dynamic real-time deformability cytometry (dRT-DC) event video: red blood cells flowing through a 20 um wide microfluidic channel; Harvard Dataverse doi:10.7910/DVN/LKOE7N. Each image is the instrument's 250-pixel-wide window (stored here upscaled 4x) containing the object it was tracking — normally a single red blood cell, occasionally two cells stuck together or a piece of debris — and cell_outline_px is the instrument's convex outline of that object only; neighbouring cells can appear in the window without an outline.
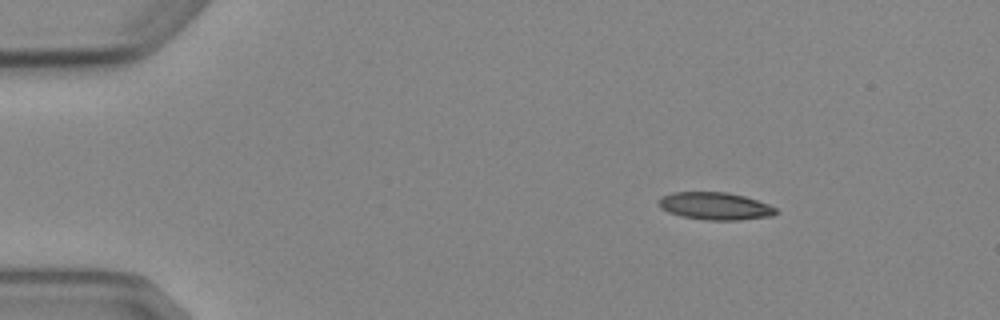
{"species": "Egyptian fruit bat (a non-hibernating species)", "species_latin": "Rousettus aegyptiacus", "temperature_condition": "cold", "stored_images_in_passage": 3, "camera_frame_rate_fps": 3000, "um_per_image_px": 0.085, "animal": {"sex": "female"}, "frame": {"image": 1, "passage_image": 1, "time_ms": 0.0, "image_size_px": [1000, 320], "cell_outline_px": [[776, 212], [772, 216], [740, 220], [704, 220], [684, 216], [668, 212], [660, 208], [656, 204], [656, 200], [660, 196], [672, 192], [728, 192], [744, 196], [768, 204], [776, 208]], "centroid_in_image_um": [60.72, 17.51], "position_along_channel_um": 24.3, "area_um2": 18.9}}